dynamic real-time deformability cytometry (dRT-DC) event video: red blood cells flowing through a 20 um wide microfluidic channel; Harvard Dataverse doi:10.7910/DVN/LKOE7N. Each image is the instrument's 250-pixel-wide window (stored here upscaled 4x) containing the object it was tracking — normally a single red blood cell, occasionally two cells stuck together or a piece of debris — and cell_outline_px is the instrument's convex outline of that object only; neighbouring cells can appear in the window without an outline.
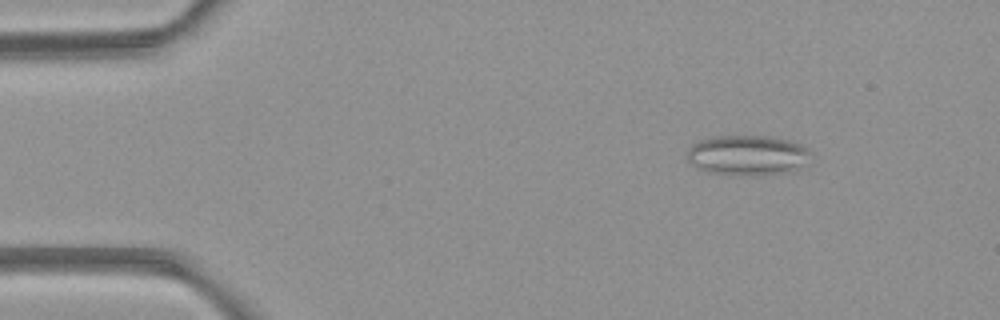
{"species": "common noctule bat (a hibernating species)", "species_latin": "Nyctalus noctula", "temperature_condition": "room temperature", "stored_images_in_passage": 4, "camera_frame_rate_fps": 3000, "um_per_image_px": 0.085, "animal": {"sex": "female", "body_mass_g": 21.9}, "frame": {"image": 1, "passage_image": 2, "time_ms": 1.0, "image_size_px": [1000, 320], "cell_outline_px": [[812, 152], [800, 164], [780, 172], [764, 176], [740, 176], [708, 172], [696, 168], [688, 160], [688, 148], [692, 144], [700, 140], [716, 136], [764, 136], [788, 140], [800, 144], [808, 148]], "centroid_in_image_um": [63.44, 13.19], "position_along_channel_um": 21.6, "area_um2": 28.5}}